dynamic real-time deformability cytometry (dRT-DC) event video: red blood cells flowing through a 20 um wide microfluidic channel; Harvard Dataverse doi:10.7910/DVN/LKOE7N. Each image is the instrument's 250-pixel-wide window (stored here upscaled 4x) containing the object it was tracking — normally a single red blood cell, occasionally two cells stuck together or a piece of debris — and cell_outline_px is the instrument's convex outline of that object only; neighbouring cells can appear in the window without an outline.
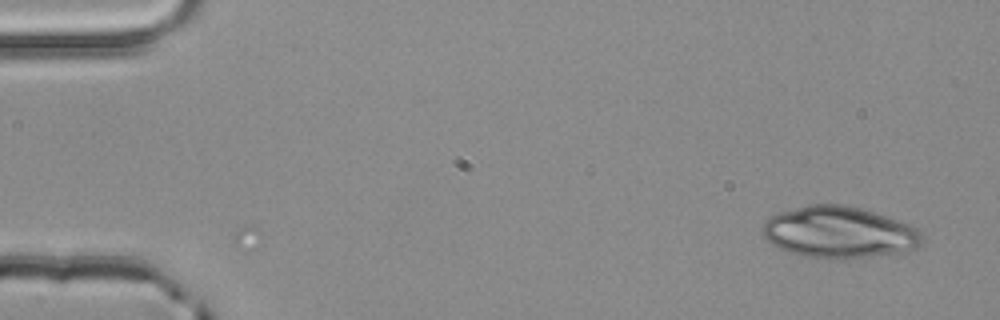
{"species": "common noctule bat (a hibernating species)", "species_latin": "Nyctalus noctula", "temperature_condition": "room temperature", "stored_images_in_passage": 5, "camera_frame_rate_fps": 3000, "um_per_image_px": 0.085, "animal": {"sex": "male", "body_mass_g": 20.4}, "frame": {"image": 1, "passage_image": 1, "time_ms": 0.0, "image_size_px": [1000, 320], "cell_outline_px": [[924, 240], [916, 248], [908, 252], [844, 260], [804, 256], [780, 248], [772, 244], [764, 236], [760, 228], [764, 220], [768, 216], [780, 212], [808, 204], [840, 204], [860, 208], [908, 224], [916, 228], [924, 236]], "centroid_in_image_um": [71.32, 19.76], "position_along_channel_um": 13.7, "area_um2": 48.26}}